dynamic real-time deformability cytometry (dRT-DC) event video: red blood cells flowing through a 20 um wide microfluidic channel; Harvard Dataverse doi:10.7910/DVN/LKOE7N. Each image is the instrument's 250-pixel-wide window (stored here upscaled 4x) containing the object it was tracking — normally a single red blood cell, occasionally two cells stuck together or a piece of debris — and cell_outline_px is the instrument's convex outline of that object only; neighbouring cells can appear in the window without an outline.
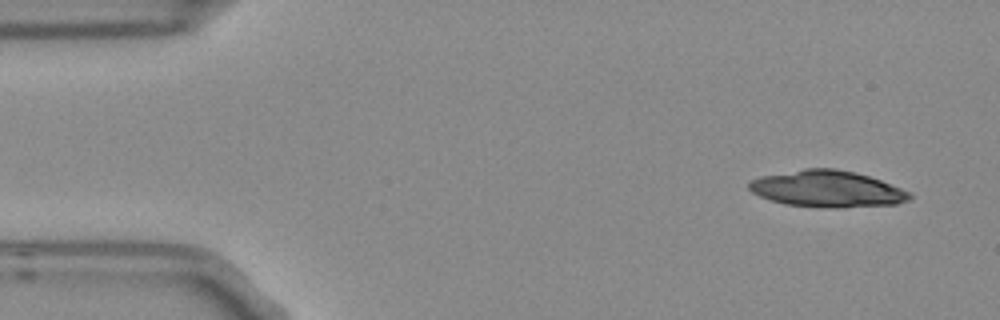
{"species": "Egyptian fruit bat (a non-hibernating species)", "species_latin": "Rousettus aegyptiacus", "temperature_condition": "room temperature", "stored_images_in_passage": 9, "camera_frame_rate_fps": 3000, "um_per_image_px": 0.085, "frame": {"image": 1, "passage_image": 1, "time_ms": 0.0, "image_size_px": [1000, 320], "cell_outline_px": [[912, 200], [896, 204], [836, 208], [828, 208], [784, 204], [760, 196], [752, 192], [748, 188], [748, 184], [752, 180], [760, 176], [804, 168], [836, 168], [856, 172], [880, 180], [912, 192]], "centroid_in_image_um": [70.34, 16.05], "position_along_channel_um": 14.7, "area_um2": 34.39}}
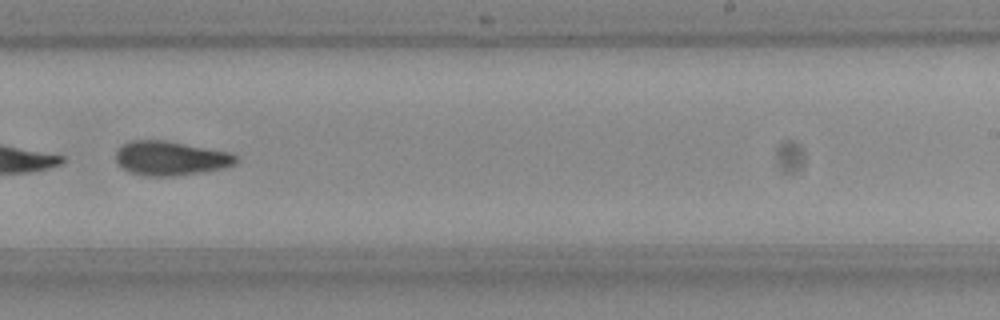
{"frame": {"image": 2, "passage_image": 9, "time_ms": 2.667, "image_size_px": [1000, 320], "cell_outline_px": [[240, 160], [236, 164], [224, 168], [200, 172], [172, 176], [144, 176], [132, 172], [124, 168], [116, 160], [116, 148], [132, 140], [164, 140], [228, 152], [236, 156]], "centroid_in_image_um": [14.5, 13.45], "position_along_channel_um": 274.5, "area_um2": 23.76}}